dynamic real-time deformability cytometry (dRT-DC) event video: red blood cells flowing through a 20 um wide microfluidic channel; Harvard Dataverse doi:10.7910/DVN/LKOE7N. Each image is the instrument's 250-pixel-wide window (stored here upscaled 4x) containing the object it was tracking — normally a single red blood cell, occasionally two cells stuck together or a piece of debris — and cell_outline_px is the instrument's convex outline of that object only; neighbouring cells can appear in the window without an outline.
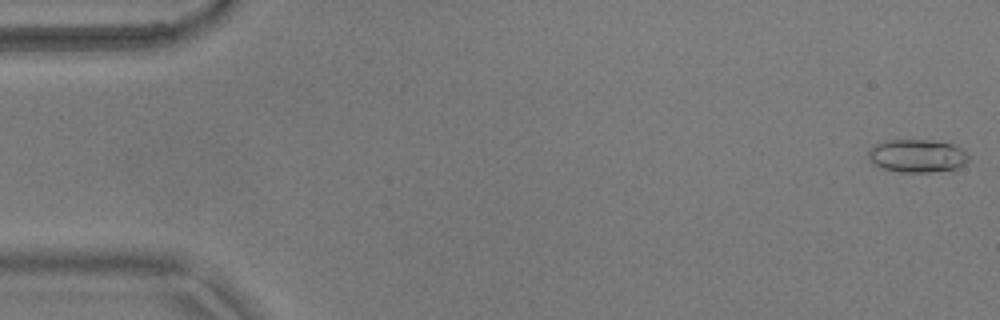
{"species": "common noctule bat (a hibernating species)", "species_latin": "Nyctalus noctula", "temperature_condition": "warm", "stored_images_in_passage": 54, "camera_frame_rate_fps": 3000, "um_per_image_px": 0.085, "animal": {"sex": "male", "body_mass_g": 17.9}, "frame": {"image": 1, "passage_image": 1, "time_ms": 0.0, "image_size_px": [1000, 320], "cell_outline_px": [[968, 160], [964, 164], [956, 168], [928, 172], [900, 172], [880, 168], [872, 164], [868, 156], [868, 152], [876, 144], [884, 140], [932, 140], [952, 144], [960, 148], [968, 156]], "centroid_in_image_um": [77.91, 13.25], "position_along_channel_um": 7.1, "area_um2": 19.19}}
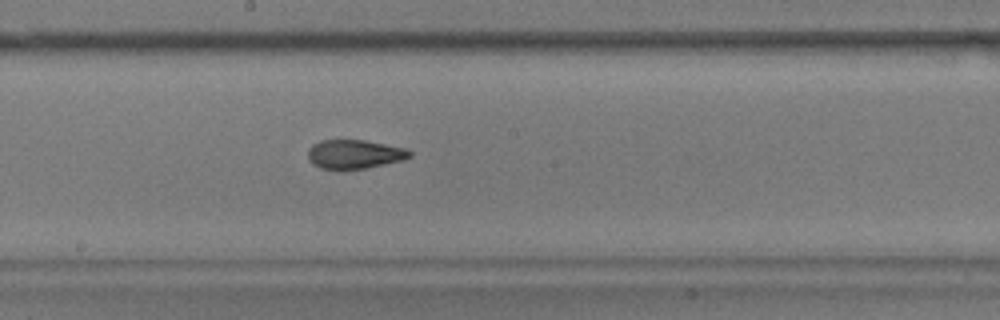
{"frame": {"image": 2, "passage_image": 29, "time_ms": 9.333, "image_size_px": [1000, 320], "cell_outline_px": [[412, 156], [404, 160], [364, 168], [340, 172], [320, 168], [312, 164], [308, 160], [308, 148], [312, 144], [320, 140], [364, 140], [408, 148], [412, 152]], "centroid_in_image_um": [30.1, 13.13], "position_along_channel_um": 218.1, "area_um2": 17.8}}
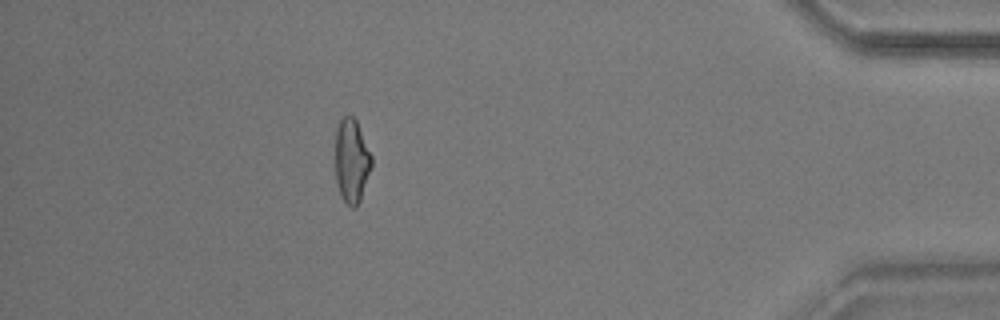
{"frame": {"image": 3, "passage_image": 48, "time_ms": 15.667, "image_size_px": [1000, 320], "cell_outline_px": [[372, 164], [360, 200], [356, 208], [352, 208], [340, 196], [336, 184], [336, 128], [340, 120], [344, 116], [352, 116], [356, 120], [372, 156]], "centroid_in_image_um": [29.88, 13.68], "position_along_channel_um": 405.3, "area_um2": 17.63}, "authors_computed_cell_mechanics": {"area_um2": 17.6579, "velocity_mm_per_s": 3.7359, "shape_relaxation_time_tau1_ms": 6.3455, "shape_relaxation_time_tau2_ms": 1.4367, "deformation_change_tau1": 0.2055, "deformation_change_tau2": 0.0854}}